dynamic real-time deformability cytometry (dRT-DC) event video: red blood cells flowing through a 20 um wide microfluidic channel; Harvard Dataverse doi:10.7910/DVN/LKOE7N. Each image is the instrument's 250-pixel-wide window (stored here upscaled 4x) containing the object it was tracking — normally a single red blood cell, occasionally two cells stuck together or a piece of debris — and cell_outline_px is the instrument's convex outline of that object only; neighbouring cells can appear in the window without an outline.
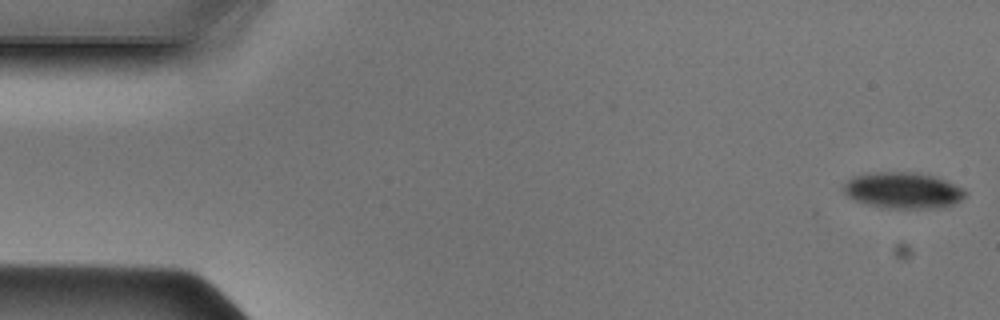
{"species": "Egyptian fruit bat (a non-hibernating species)", "species_latin": "Rousettus aegyptiacus", "temperature_condition": "cold", "stored_images_in_passage": 47, "camera_frame_rate_fps": 3000, "um_per_image_px": 0.085, "animal": {"sex": "male"}, "frame": {"image": 1, "passage_image": 1, "time_ms": 0.0, "image_size_px": [1000, 320], "cell_outline_px": [[968, 192], [960, 200], [952, 204], [940, 208], [888, 208], [868, 204], [856, 200], [848, 196], [844, 192], [844, 184], [852, 176], [872, 172], [912, 172], [936, 176], [964, 188]], "centroid_in_image_um": [76.78, 16.17], "position_along_channel_um": 8.2, "area_um2": 25.61}}
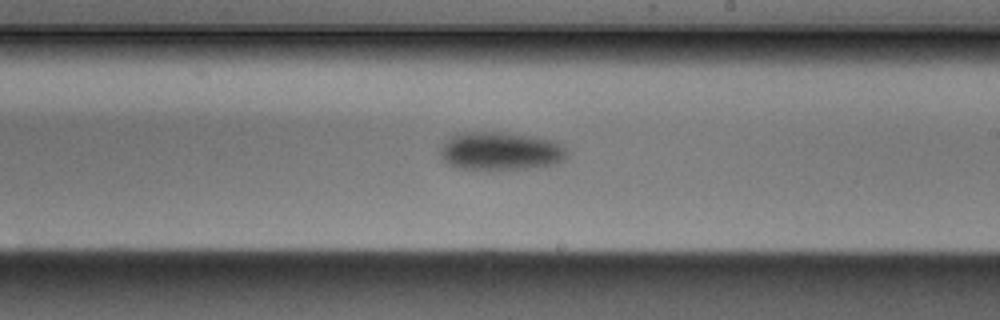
{"frame": {"image": 2, "passage_image": 27, "time_ms": 8.667, "image_size_px": [1000, 320], "cell_outline_px": [[572, 152], [564, 160], [556, 164], [536, 168], [488, 172], [456, 168], [448, 164], [440, 156], [440, 148], [452, 136], [468, 132], [508, 132], [536, 136], [556, 140], [564, 144]], "centroid_in_image_um": [42.66, 12.88], "position_along_channel_um": 246.3, "area_um2": 29.71}}
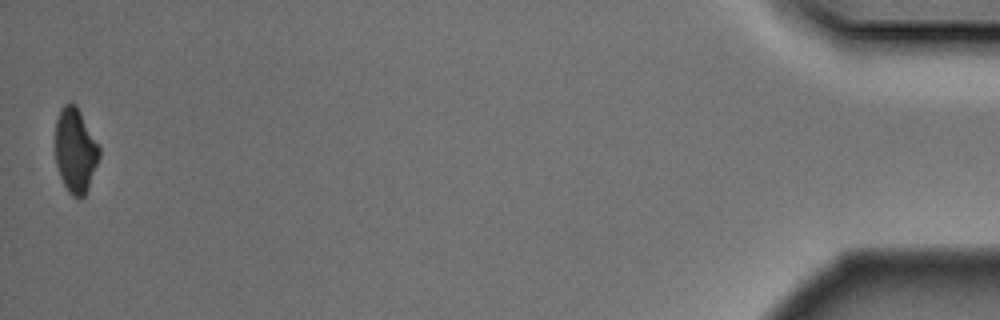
{"frame": {"image": 3, "passage_image": 47, "time_ms": 15.333, "image_size_px": [1000, 320], "cell_outline_px": [[100, 156], [88, 188], [84, 196], [80, 200], [72, 196], [68, 192], [60, 176], [56, 164], [56, 120], [60, 108], [64, 104], [76, 104], [100, 148]], "centroid_in_image_um": [6.4, 12.81], "position_along_channel_um": 428.8, "area_um2": 21.56}}